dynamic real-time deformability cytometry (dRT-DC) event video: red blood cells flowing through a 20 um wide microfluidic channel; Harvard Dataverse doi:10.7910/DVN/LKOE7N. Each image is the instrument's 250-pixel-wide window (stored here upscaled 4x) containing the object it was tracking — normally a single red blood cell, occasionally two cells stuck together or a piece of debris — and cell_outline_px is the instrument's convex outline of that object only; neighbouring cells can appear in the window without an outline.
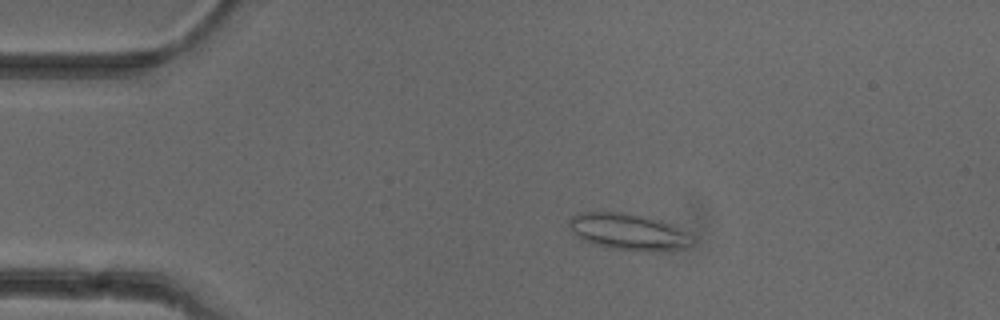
{"species": "common noctule bat (a hibernating species)", "species_latin": "Nyctalus noctula", "temperature_condition": "cold", "stored_images_in_passage": 53, "camera_frame_rate_fps": 3000, "um_per_image_px": 0.085, "animal": {"sex": "female"}, "frame": {"image": 1, "passage_image": 11, "time_ms": 3.333, "image_size_px": [1000, 320], "cell_outline_px": [[692, 244], [684, 248], [608, 248], [592, 244], [580, 240], [568, 224], [568, 220], [572, 216], [580, 212], [628, 212], [648, 216], [672, 224]], "centroid_in_image_um": [53.22, 19.62], "position_along_channel_um": 31.8, "area_um2": 24.85}}
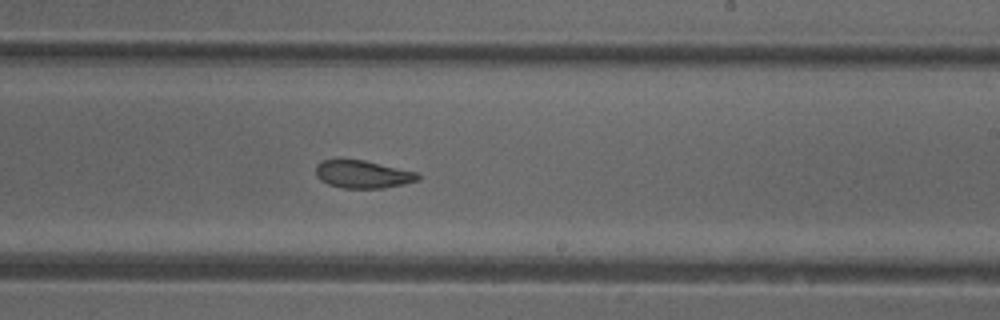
{"frame": {"image": 2, "passage_image": 32, "time_ms": 10.333, "image_size_px": [1000, 320], "cell_outline_px": [[420, 180], [404, 184], [384, 188], [344, 188], [328, 184], [320, 180], [316, 176], [316, 164], [324, 160], [364, 160], [416, 172], [420, 176]], "centroid_in_image_um": [30.84, 14.82], "position_along_channel_um": 258.2, "area_um2": 16.42}}
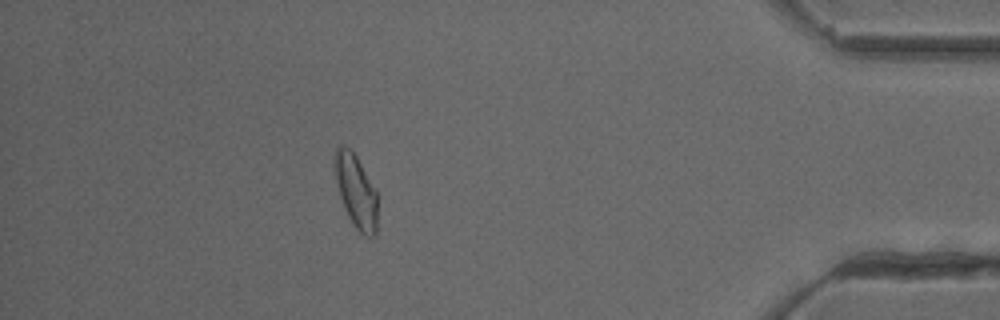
{"frame": {"image": 3, "passage_image": 47, "time_ms": 15.333, "image_size_px": [1000, 320], "cell_outline_px": [[380, 196], [376, 236], [364, 236], [352, 224], [344, 208], [336, 184], [332, 164], [336, 148], [340, 144], [348, 148], [356, 156], [376, 188]], "centroid_in_image_um": [30.29, 16.27], "position_along_channel_um": 404.9, "area_um2": 19.13}, "authors_computed_cell_mechanics": {"area_um2": 18.9006, "velocity_mm_per_s": 3.9419, "shape_relaxation_time_tau1_ms": null, "shape_relaxation_time_tau2_ms": 2.1629, "deformation_change_tau1": null, "deformation_change_tau2": 0.0915}}